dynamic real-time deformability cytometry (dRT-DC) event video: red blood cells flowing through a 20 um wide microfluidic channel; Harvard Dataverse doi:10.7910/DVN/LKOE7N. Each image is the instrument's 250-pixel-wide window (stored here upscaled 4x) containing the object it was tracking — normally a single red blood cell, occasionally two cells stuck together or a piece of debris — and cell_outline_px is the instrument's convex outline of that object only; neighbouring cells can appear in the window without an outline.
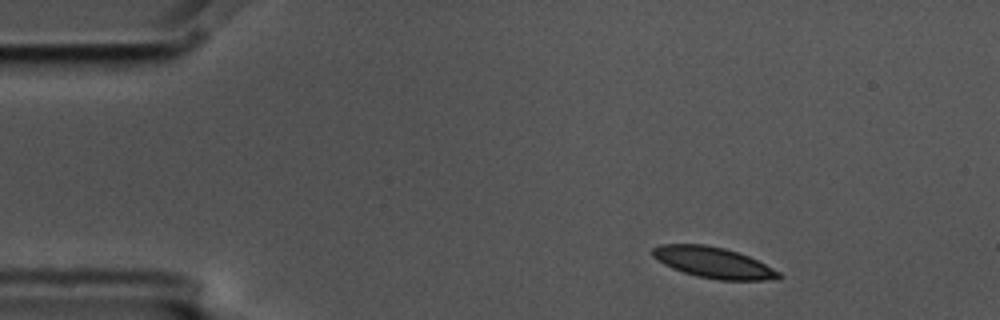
{"species": "common noctule bat (a hibernating species)", "species_latin": "Nyctalus noctula", "temperature_condition": "cold", "stored_images_in_passage": 13, "camera_frame_rate_fps": 3000, "um_per_image_px": 0.085, "animal": {"sex": "male", "body_mass_g": 17.5, "forearm_length_mm": 52.3}, "frame": {"image": 1, "passage_image": 1, "time_ms": 0.0, "image_size_px": [1000, 320], "cell_outline_px": [[784, 276], [780, 280], [720, 280], [696, 276], [672, 268], [664, 264], [652, 256], [652, 248], [660, 244], [704, 244], [724, 248], [748, 256], [780, 272]], "centroid_in_image_um": [60.65, 22.32], "position_along_channel_um": 24.4, "area_um2": 22.72}}
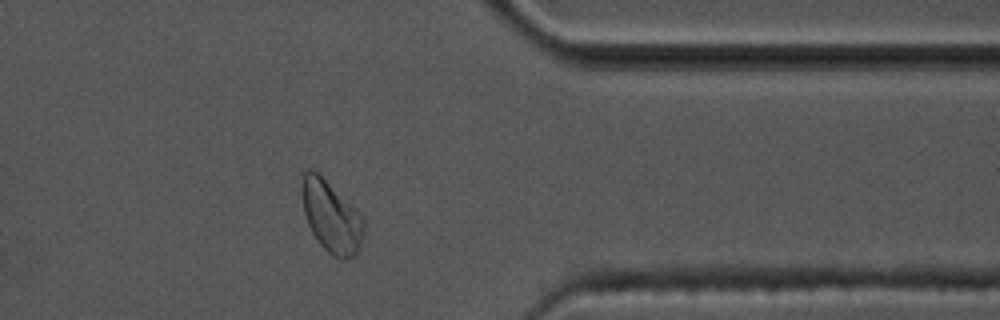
{"frame": {"image": 2, "passage_image": 11, "time_ms": 3.333, "image_size_px": [1000, 320], "cell_outline_px": [[364, 232], [360, 248], [356, 256], [344, 260], [340, 260], [332, 256], [320, 244], [312, 232], [308, 224], [304, 212], [300, 192], [300, 180], [304, 172], [308, 168], [316, 172], [356, 208], [364, 220]], "centroid_in_image_um": [28.15, 18.44], "position_along_channel_um": 383.3, "area_um2": 26.07}}
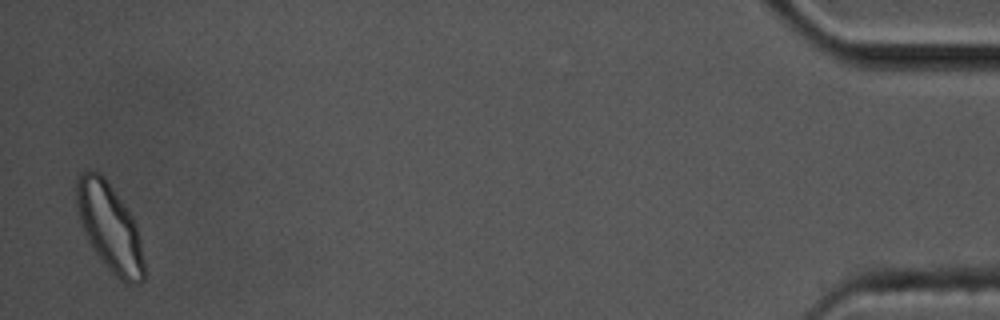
{"frame": {"image": 3, "passage_image": 13, "time_ms": 4.0, "image_size_px": [1000, 320], "cell_outline_px": [[144, 280], [140, 284], [128, 284], [120, 280], [112, 272], [96, 252], [88, 240], [80, 224], [76, 208], [76, 176], [80, 172], [96, 172], [104, 176], [124, 204], [132, 216], [136, 224], [140, 240], [144, 260]], "centroid_in_image_um": [9.31, 19.32], "position_along_channel_um": 425.9, "area_um2": 34.33}}